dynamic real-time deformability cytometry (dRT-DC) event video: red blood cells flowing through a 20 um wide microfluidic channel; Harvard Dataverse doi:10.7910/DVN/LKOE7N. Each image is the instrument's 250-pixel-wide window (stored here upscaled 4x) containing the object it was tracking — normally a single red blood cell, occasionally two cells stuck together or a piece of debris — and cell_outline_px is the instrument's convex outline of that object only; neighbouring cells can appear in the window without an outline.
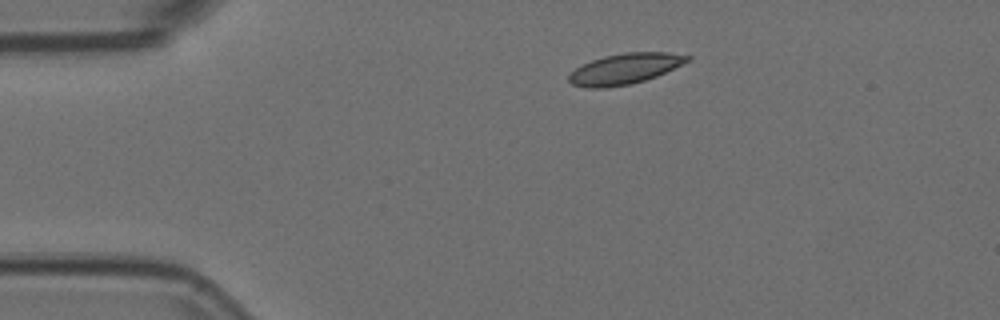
{"species": "Egyptian fruit bat (a non-hibernating species)", "species_latin": "Rousettus aegyptiacus", "temperature_condition": "room temperature", "stored_images_in_passage": 3, "camera_frame_rate_fps": 3000, "um_per_image_px": 0.085, "animal": {"sex": "female"}, "frame": {"image": 1, "passage_image": 1, "time_ms": 0.0, "image_size_px": [1000, 320], "cell_outline_px": [[692, 60], [656, 76], [644, 80], [628, 84], [604, 88], [588, 88], [572, 84], [568, 80], [568, 76], [580, 64], [604, 56], [624, 52], [668, 52], [692, 56]], "centroid_in_image_um": [53.12, 5.83], "position_along_channel_um": 31.9, "area_um2": 21.15}}
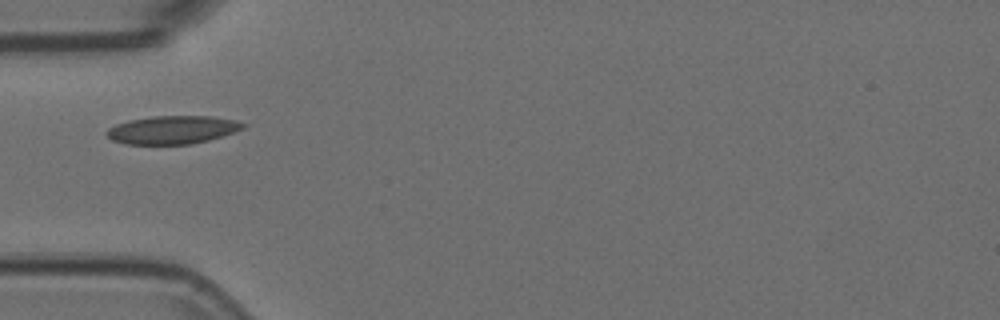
{"frame": {"image": 2, "passage_image": 3, "time_ms": 0.667, "image_size_px": [1000, 320], "cell_outline_px": [[248, 124], [244, 128], [208, 140], [188, 144], [128, 144], [112, 140], [104, 132], [108, 128], [116, 124], [128, 120], [152, 116], [212, 116], [236, 120]], "centroid_in_image_um": [14.64, 11.02], "position_along_channel_um": 70.4, "area_um2": 22.31}}